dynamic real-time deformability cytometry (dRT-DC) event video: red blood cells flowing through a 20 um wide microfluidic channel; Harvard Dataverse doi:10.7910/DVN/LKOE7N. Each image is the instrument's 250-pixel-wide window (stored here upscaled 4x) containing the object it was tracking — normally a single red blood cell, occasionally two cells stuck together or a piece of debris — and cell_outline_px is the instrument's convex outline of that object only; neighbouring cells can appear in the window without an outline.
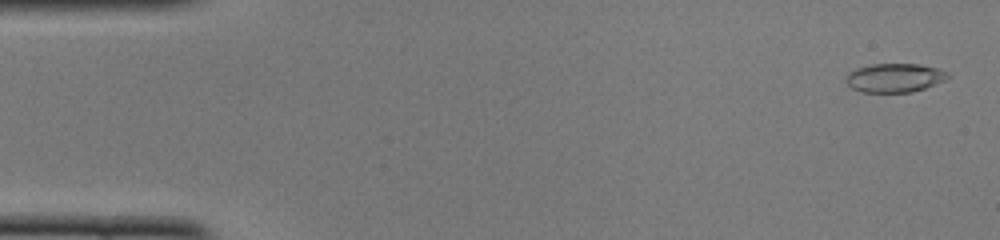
{"species": "common noctule bat (a hibernating species)", "species_latin": "Nyctalus noctula", "temperature_condition": "cold", "stored_images_in_passage": 50, "camera_frame_rate_fps": 3000, "um_per_image_px": 0.085, "animal": {"sex": "female", "body_mass_g": 22.0, "forearm_length_mm": 56.7}, "frame": {"image": 1, "passage_image": 2, "time_ms": 0.333, "image_size_px": [1000, 240], "cell_outline_px": [[952, 76], [944, 80], [924, 88], [912, 92], [860, 92], [852, 88], [844, 80], [848, 72], [856, 68], [872, 64], [920, 64], [936, 68], [948, 72]], "centroid_in_image_um": [76.02, 6.61], "position_along_channel_um": 9.0, "area_um2": 17.17}}
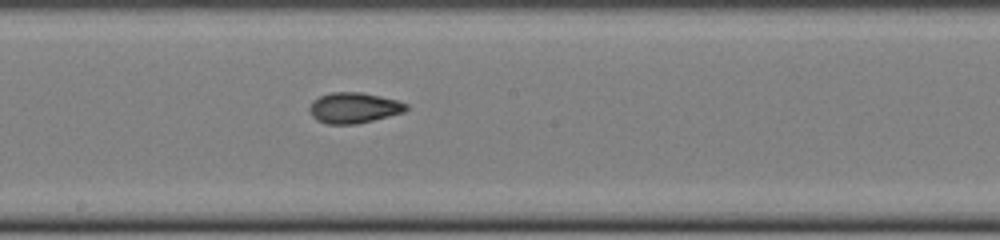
{"frame": {"image": 2, "passage_image": 27, "time_ms": 8.667, "image_size_px": [1000, 240], "cell_outline_px": [[408, 108], [404, 112], [356, 124], [328, 124], [316, 120], [312, 116], [308, 108], [312, 100], [320, 96], [332, 92], [360, 92], [380, 96], [396, 100], [408, 104]], "centroid_in_image_um": [30.05, 9.16], "position_along_channel_um": 218.2, "area_um2": 17.22}}
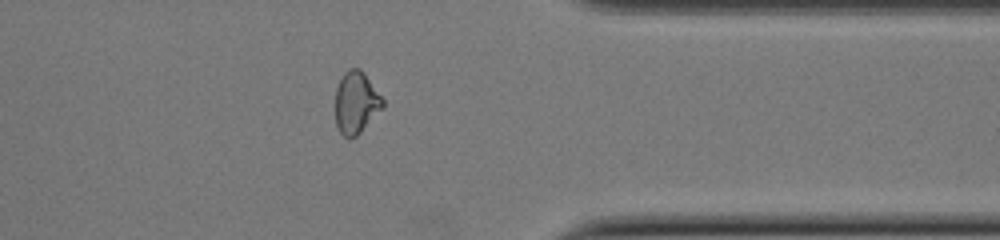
{"frame": {"image": 3, "passage_image": 40, "time_ms": 13.0, "image_size_px": [1000, 240], "cell_outline_px": [[384, 108], [356, 136], [348, 140], [340, 132], [336, 124], [336, 88], [344, 72], [348, 68], [360, 68], [364, 72], [384, 100]], "centroid_in_image_um": [30.28, 8.72], "position_along_channel_um": 381.1, "area_um2": 17.22}, "authors_computed_cell_mechanics": {"area_um2": 17.2244, "velocity_mm_per_s": 4.0066, "shape_relaxation_time_tau1_ms": 10.1026, "shape_relaxation_time_tau2_ms": 1.9752, "deformation_change_tau1": 0.195, "deformation_change_tau2": 0.0753}}